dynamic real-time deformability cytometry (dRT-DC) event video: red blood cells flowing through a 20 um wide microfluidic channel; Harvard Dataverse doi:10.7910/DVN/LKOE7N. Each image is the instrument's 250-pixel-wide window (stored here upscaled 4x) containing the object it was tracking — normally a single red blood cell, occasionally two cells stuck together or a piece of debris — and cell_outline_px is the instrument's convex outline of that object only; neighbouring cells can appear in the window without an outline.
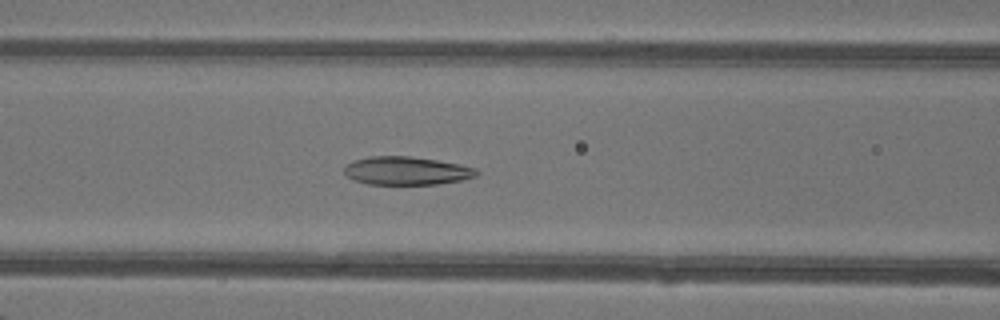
{"species": "common noctule bat (a hibernating species)", "species_latin": "Nyctalus noctula", "temperature_condition": "warm", "stored_images_in_passage": 46, "camera_frame_rate_fps": 3000, "um_per_image_px": 0.085, "animal": {"sex": "female"}, "frame": {"image": 1, "passage_image": 19, "time_ms": 6.0, "image_size_px": [1000, 320], "cell_outline_px": [[480, 172], [476, 176], [460, 180], [436, 184], [368, 184], [352, 180], [344, 172], [344, 168], [352, 160], [368, 156], [408, 156], [436, 160], [460, 164], [476, 168]], "centroid_in_image_um": [34.54, 14.51], "position_along_channel_um": 132.1, "area_um2": 21.79}}
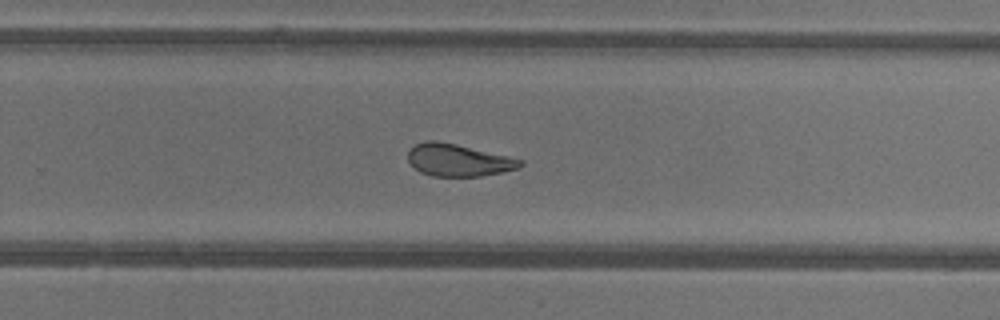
{"frame": {"image": 2, "passage_image": 30, "time_ms": 9.667, "image_size_px": [1000, 320], "cell_outline_px": [[524, 164], [516, 168], [500, 172], [480, 176], [432, 176], [420, 172], [408, 160], [408, 148], [416, 144], [428, 140], [436, 140], [456, 144], [524, 160]], "centroid_in_image_um": [38.92, 13.6], "position_along_channel_um": 290.9, "area_um2": 20.87}}
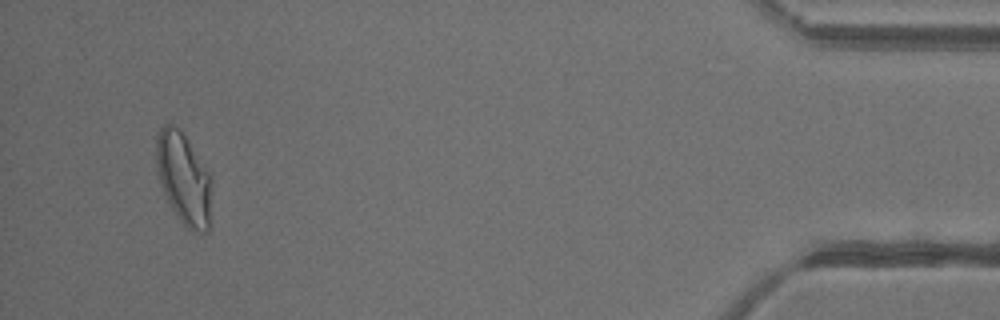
{"frame": {"image": 3, "passage_image": 44, "time_ms": 14.333, "image_size_px": [1000, 320], "cell_outline_px": [[212, 180], [208, 232], [192, 232], [180, 220], [172, 208], [164, 192], [156, 168], [156, 136], [160, 128], [164, 124], [172, 124], [180, 128], [208, 172]], "centroid_in_image_um": [15.6, 15.16], "position_along_channel_um": 419.6, "area_um2": 29.36}, "authors_computed_cell_mechanics": {"area_um2": 24.7384, "velocity_mm_per_s": 4.3297, "shape_relaxation_time_tau1_ms": null, "shape_relaxation_time_tau2_ms": 1.8145, "deformation_change_tau1": null, "deformation_change_tau2": 0.0818}}